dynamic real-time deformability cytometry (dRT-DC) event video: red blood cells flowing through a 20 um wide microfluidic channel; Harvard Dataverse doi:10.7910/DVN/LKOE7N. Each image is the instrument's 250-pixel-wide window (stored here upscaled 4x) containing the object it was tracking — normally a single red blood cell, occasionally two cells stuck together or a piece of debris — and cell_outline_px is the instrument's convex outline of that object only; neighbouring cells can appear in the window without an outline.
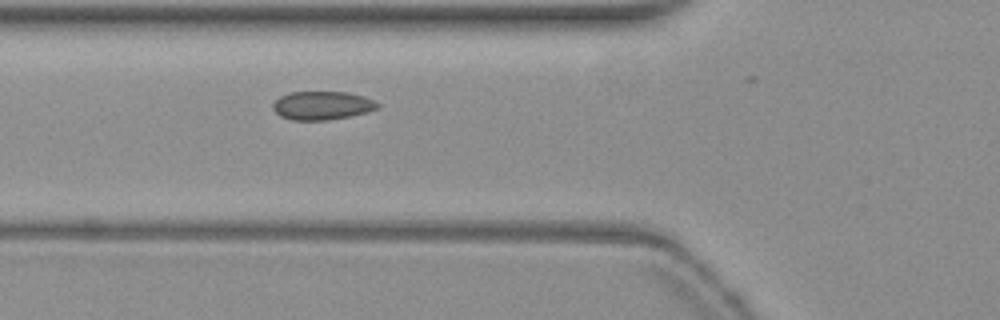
{"species": "common noctule bat (a hibernating species)", "species_latin": "Nyctalus noctula", "temperature_condition": "warm", "stored_images_in_passage": 5, "camera_frame_rate_fps": 3000, "um_per_image_px": 0.085, "animal": {"sex": "female", "body_mass_g": 19.3, "forearm_length_mm": 54.1}, "frame": {"image": 1, "passage_image": 3, "time_ms": 0.667, "image_size_px": [1000, 320], "cell_outline_px": [[380, 108], [368, 112], [328, 120], [292, 120], [280, 116], [272, 108], [272, 104], [280, 96], [288, 92], [348, 92], [364, 96], [380, 104]], "centroid_in_image_um": [27.38, 8.96], "position_along_channel_um": 98.4, "area_um2": 17.46}}